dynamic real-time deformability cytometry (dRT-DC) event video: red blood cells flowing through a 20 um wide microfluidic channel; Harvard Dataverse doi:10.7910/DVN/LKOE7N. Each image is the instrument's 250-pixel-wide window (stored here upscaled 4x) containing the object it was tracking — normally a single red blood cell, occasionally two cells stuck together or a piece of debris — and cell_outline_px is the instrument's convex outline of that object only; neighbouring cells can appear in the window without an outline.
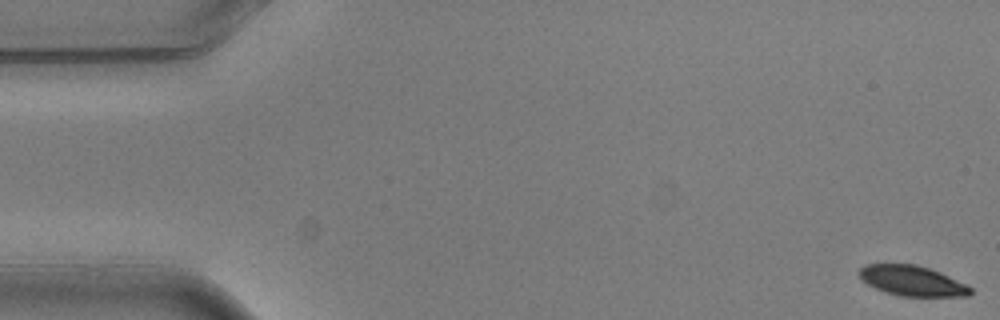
{"species": "common noctule bat (a hibernating species)", "species_latin": "Nyctalus noctula", "temperature_condition": "warm", "stored_images_in_passage": 5, "camera_frame_rate_fps": 3000, "um_per_image_px": 0.085, "animal": {"sex": "male", "body_mass_g": 20.5, "forearm_length_mm": 52.5}, "frame": {"image": 1, "passage_image": 1, "time_ms": 0.0, "image_size_px": [1000, 320], "cell_outline_px": [[972, 292], [968, 296], [900, 296], [884, 292], [868, 284], [856, 272], [864, 264], [916, 264], [940, 272], [972, 288]], "centroid_in_image_um": [77.5, 23.86], "position_along_channel_um": 7.5, "area_um2": 19.42}}
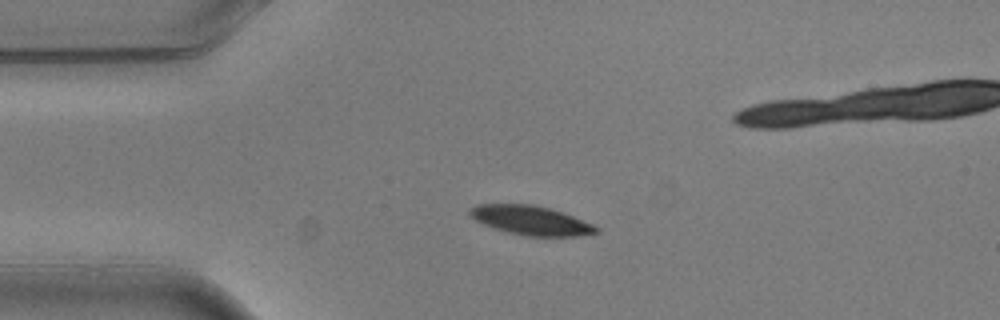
{"frame": {"image": 2, "passage_image": 4, "time_ms": 1.0, "image_size_px": [1000, 320], "cell_outline_px": [[600, 232], [576, 236], [528, 236], [508, 232], [492, 228], [468, 216], [468, 208], [476, 204], [532, 204], [548, 208], [572, 216], [592, 224], [600, 228]], "centroid_in_image_um": [45.07, 18.73], "position_along_channel_um": 39.9, "area_um2": 21.44}}